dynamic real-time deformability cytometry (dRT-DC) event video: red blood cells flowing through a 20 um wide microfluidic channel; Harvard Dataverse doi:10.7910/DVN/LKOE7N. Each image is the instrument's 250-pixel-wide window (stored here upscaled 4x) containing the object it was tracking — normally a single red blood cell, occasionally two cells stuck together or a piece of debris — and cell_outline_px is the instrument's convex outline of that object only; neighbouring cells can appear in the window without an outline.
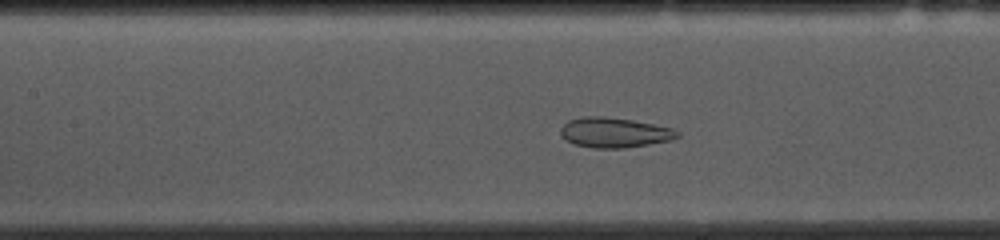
{"species": "common noctule bat (a hibernating species)", "species_latin": "Nyctalus noctula", "temperature_condition": "cold", "stored_images_in_passage": 53, "camera_frame_rate_fps": 3000, "um_per_image_px": 0.085, "animal": {"sex": "female", "body_mass_g": 10.0, "forearm_length_mm": 53.1}, "frame": {"image": 1, "passage_image": 22, "time_ms": 7.0, "image_size_px": [1000, 240], "cell_outline_px": [[680, 136], [672, 140], [624, 148], [592, 148], [576, 144], [568, 140], [560, 132], [560, 128], [568, 120], [580, 116], [604, 116], [632, 120], [672, 128], [680, 132]], "centroid_in_image_um": [52.24, 11.26], "position_along_channel_um": 155.2, "area_um2": 20.35}}
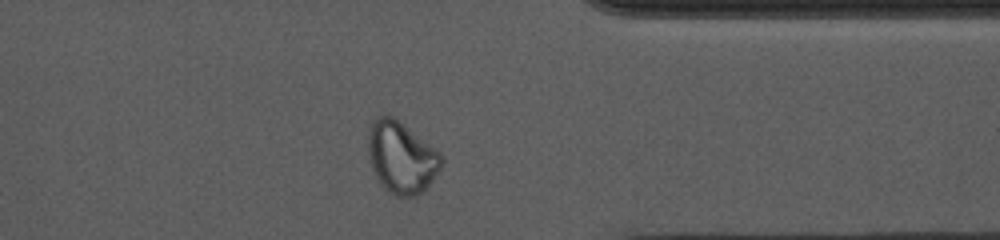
{"frame": {"image": 2, "passage_image": 41, "time_ms": 13.333, "image_size_px": [1000, 240], "cell_outline_px": [[444, 160], [440, 168], [424, 192], [416, 196], [396, 196], [380, 184], [372, 168], [368, 148], [368, 132], [376, 116], [384, 112], [392, 116], [436, 148], [444, 156]], "centroid_in_image_um": [34.14, 13.36], "position_along_channel_um": 377.3, "area_um2": 30.69}}
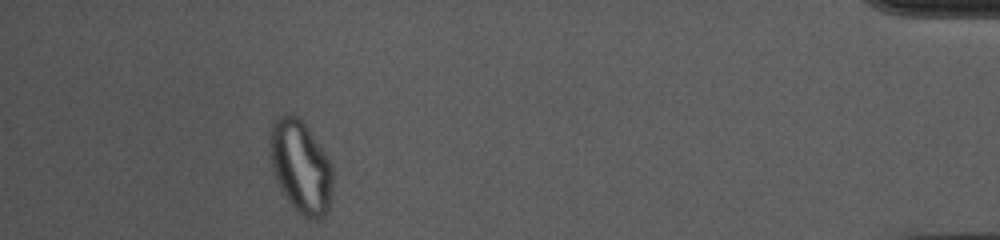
{"frame": {"image": 3, "passage_image": 48, "time_ms": 15.667, "image_size_px": [1000, 240], "cell_outline_px": [[332, 192], [328, 212], [320, 220], [308, 220], [288, 200], [280, 188], [272, 168], [268, 140], [272, 124], [276, 116], [288, 112], [300, 116], [332, 164]], "centroid_in_image_um": [25.55, 14.13], "position_along_channel_um": 409.6, "area_um2": 34.28}, "authors_computed_cell_mechanics": {"area_um2": 27.6862, "velocity_mm_per_s": 3.6685, "shape_relaxation_time_tau1_ms": null, "shape_relaxation_time_tau2_ms": 1.1793, "deformation_change_tau1": null, "deformation_change_tau2": 0.0785}}